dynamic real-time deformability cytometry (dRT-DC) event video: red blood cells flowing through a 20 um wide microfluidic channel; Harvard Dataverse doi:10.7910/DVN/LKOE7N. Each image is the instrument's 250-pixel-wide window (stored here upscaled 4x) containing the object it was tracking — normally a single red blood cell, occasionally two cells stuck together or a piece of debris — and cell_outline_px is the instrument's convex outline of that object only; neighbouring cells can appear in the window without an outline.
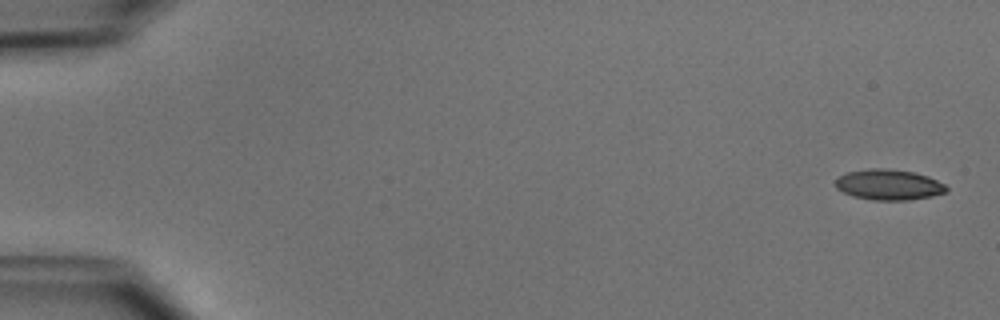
{"species": "common noctule bat (a hibernating species)", "species_latin": "Nyctalus noctula", "temperature_condition": "cold", "stored_images_in_passage": 51, "camera_frame_rate_fps": 3000, "um_per_image_px": 0.085, "animal": {"sex": "male", "body_mass_g": 15.6}, "frame": {"image": 1, "passage_image": 1, "time_ms": 0.0, "image_size_px": [1000, 320], "cell_outline_px": [[948, 192], [932, 196], [908, 200], [872, 200], [852, 196], [836, 188], [836, 180], [840, 176], [848, 172], [868, 168], [884, 168], [912, 172], [928, 176], [944, 184], [948, 188]], "centroid_in_image_um": [75.56, 15.7], "position_along_channel_um": 9.4, "area_um2": 19.71}}
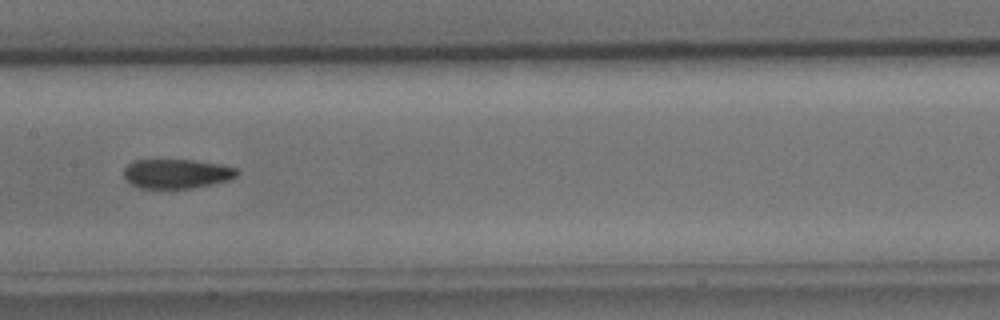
{"frame": {"image": 2, "passage_image": 26, "time_ms": 8.333, "image_size_px": [1000, 320], "cell_outline_px": [[240, 172], [236, 176], [228, 180], [212, 184], [192, 188], [140, 188], [132, 184], [124, 176], [124, 168], [128, 164], [136, 160], [196, 160], [220, 164], [236, 168]], "centroid_in_image_um": [15.04, 14.76], "position_along_channel_um": 192.4, "area_um2": 19.31}}
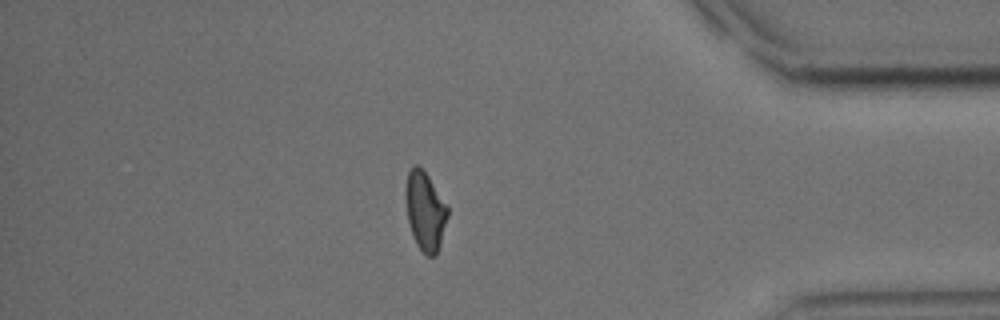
{"frame": {"image": 3, "passage_image": 44, "time_ms": 14.333, "image_size_px": [1000, 320], "cell_outline_px": [[448, 216], [440, 244], [436, 256], [428, 256], [416, 244], [412, 236], [408, 220], [404, 200], [404, 192], [408, 172], [412, 164], [416, 164], [428, 176], [448, 208]], "centroid_in_image_um": [36.1, 17.93], "position_along_channel_um": 399.1, "area_um2": 19.25}, "authors_computed_cell_mechanics": {"area_um2": 19.941, "velocity_mm_per_s": 3.9281, "shape_relaxation_time_tau1_ms": 5.4403, "shape_relaxation_time_tau2_ms": 3.2294, "deformation_change_tau1": 0.1541, "deformation_change_tau2": 0.0705}}